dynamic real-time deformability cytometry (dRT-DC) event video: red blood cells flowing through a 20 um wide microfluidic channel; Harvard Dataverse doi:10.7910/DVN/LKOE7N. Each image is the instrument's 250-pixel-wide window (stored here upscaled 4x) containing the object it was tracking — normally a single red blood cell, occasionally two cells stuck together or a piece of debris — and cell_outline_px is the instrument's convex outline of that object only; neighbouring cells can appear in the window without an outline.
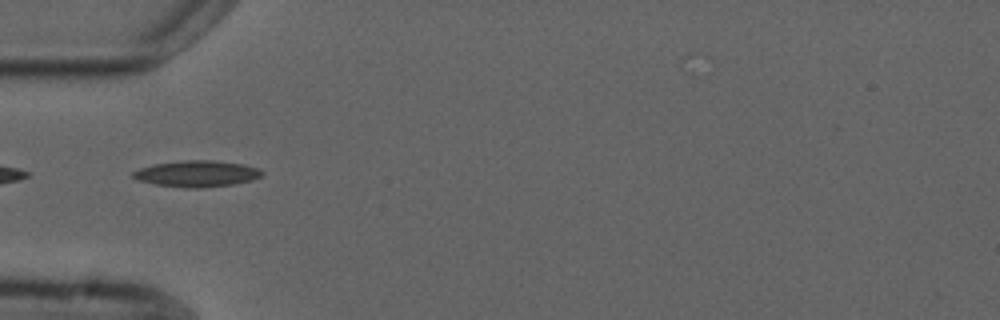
{"species": "common noctule bat (a hibernating species)", "species_latin": "Nyctalus noctula", "temperature_condition": "cold", "stored_images_in_passage": 2, "camera_frame_rate_fps": 3000, "um_per_image_px": 0.085, "animal": {"sex": "male", "forearm_length_mm": 52.5}, "frame": {"image": 1, "passage_image": 2, "time_ms": 1.333, "image_size_px": [1000, 320], "cell_outline_px": [[264, 172], [260, 176], [252, 180], [232, 184], [200, 188], [184, 188], [156, 184], [136, 180], [132, 176], [132, 172], [140, 168], [152, 164], [184, 160], [212, 160], [244, 164], [260, 168]], "centroid_in_image_um": [16.72, 14.76], "position_along_channel_um": 68.3, "area_um2": 19.83}}